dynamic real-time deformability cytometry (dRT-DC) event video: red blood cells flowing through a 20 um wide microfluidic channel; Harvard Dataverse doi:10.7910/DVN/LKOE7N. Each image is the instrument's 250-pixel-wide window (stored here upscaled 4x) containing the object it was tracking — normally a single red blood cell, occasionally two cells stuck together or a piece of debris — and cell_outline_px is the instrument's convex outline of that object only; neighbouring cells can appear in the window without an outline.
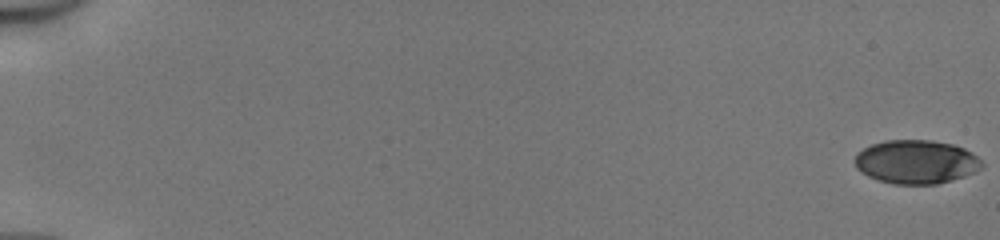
{"species": "human", "species_latin": "Homo sapiens", "temperature_condition": "cold", "stored_images_in_passage": 52, "camera_frame_rate_fps": 3000, "um_per_image_px": 0.085, "donor": {"sex": "male"}, "frame": {"image": 1, "passage_image": 1, "time_ms": 0.0, "image_size_px": [1000, 240], "cell_outline_px": [[984, 164], [976, 172], [952, 180], [936, 184], [892, 184], [868, 176], [860, 172], [856, 168], [852, 160], [856, 152], [872, 144], [884, 140], [932, 140], [952, 144], [964, 148], [972, 152]], "centroid_in_image_um": [77.84, 13.75], "position_along_channel_um": 7.2, "area_um2": 32.66}}
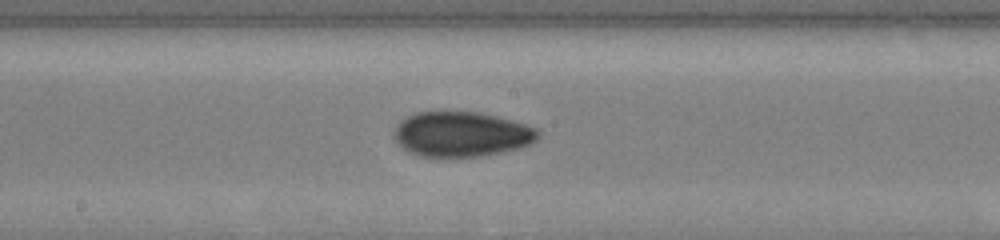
{"frame": {"image": 2, "passage_image": 30, "time_ms": 9.667, "image_size_px": [1000, 240], "cell_outline_px": [[540, 136], [536, 140], [528, 144], [516, 148], [500, 152], [472, 156], [420, 156], [408, 152], [392, 136], [396, 124], [400, 120], [416, 112], [480, 112], [512, 120], [536, 128], [540, 132]], "centroid_in_image_um": [39.19, 11.39], "position_along_channel_um": 209.0, "area_um2": 37.4}}
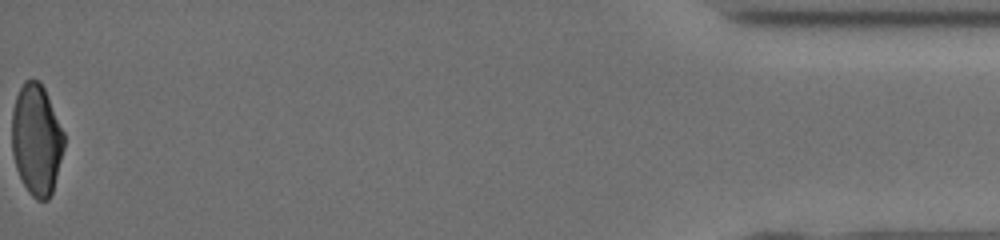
{"frame": {"image": 3, "passage_image": 52, "time_ms": 17.0, "image_size_px": [1000, 240], "cell_outline_px": [[64, 148], [52, 192], [48, 200], [36, 200], [28, 192], [16, 168], [12, 152], [12, 108], [16, 96], [24, 80], [40, 80], [44, 88], [64, 132]], "centroid_in_image_um": [3.09, 11.86], "position_along_channel_um": 432.1, "area_um2": 33.7}, "authors_computed_cell_mechanics": {"area_um2": 34.9401, "velocity_mm_per_s": 4.1803, "shape_relaxation_time_tau1_ms": 4.499, "shape_relaxation_time_tau2_ms": 1.8565, "deformation_change_tau1": 0.1516, "deformation_change_tau2": 0.062}}